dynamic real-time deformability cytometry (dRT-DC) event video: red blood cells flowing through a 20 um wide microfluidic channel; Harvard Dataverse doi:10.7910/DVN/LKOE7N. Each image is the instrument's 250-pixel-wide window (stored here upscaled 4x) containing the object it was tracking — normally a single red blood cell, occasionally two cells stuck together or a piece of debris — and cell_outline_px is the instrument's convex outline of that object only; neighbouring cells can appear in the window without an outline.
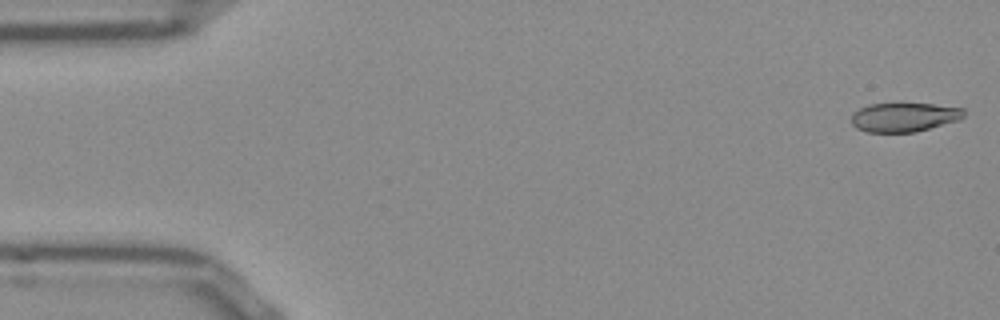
{"species": "Egyptian fruit bat (a non-hibernating species)", "species_latin": "Rousettus aegyptiacus", "temperature_condition": "room temperature", "stored_images_in_passage": 52, "camera_frame_rate_fps": 3000, "um_per_image_px": 0.085, "frame": {"image": 1, "passage_image": 1, "time_ms": 0.0, "image_size_px": [1000, 320], "cell_outline_px": [[964, 116], [960, 120], [916, 132], [868, 132], [856, 128], [852, 124], [852, 116], [860, 108], [868, 104], [900, 100], [964, 108]], "centroid_in_image_um": [76.86, 9.91], "position_along_channel_um": 8.1, "area_um2": 19.88}}
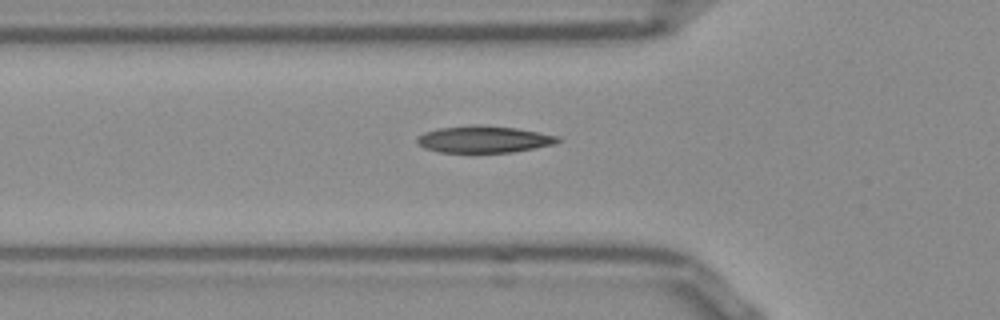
{"frame": {"image": 2, "passage_image": 17, "time_ms": 5.333, "image_size_px": [1000, 320], "cell_outline_px": [[564, 140], [556, 144], [536, 148], [512, 152], [440, 152], [424, 148], [416, 140], [416, 136], [424, 132], [440, 128], [476, 124], [516, 128], [540, 132], [560, 136]], "centroid_in_image_um": [41.19, 11.83], "position_along_channel_um": 84.6, "area_um2": 22.2}}
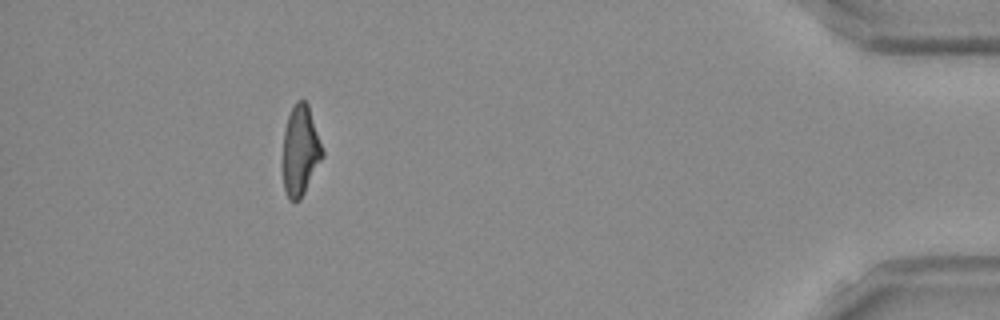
{"frame": {"image": 3, "passage_image": 47, "time_ms": 15.333, "image_size_px": [1000, 320], "cell_outline_px": [[324, 156], [300, 200], [288, 200], [284, 188], [284, 128], [288, 116], [296, 100], [304, 100], [308, 104], [324, 152]], "centroid_in_image_um": [25.55, 12.79], "position_along_channel_um": 409.7, "area_um2": 20.52}, "authors_computed_cell_mechanics": {"area_um2": 21.0681, "velocity_mm_per_s": 3.8651, "shape_relaxation_time_tau1_ms": 9.6946, "shape_relaxation_time_tau2_ms": 1.8691, "deformation_change_tau1": 0.2756, "deformation_change_tau2": 0.1035}}